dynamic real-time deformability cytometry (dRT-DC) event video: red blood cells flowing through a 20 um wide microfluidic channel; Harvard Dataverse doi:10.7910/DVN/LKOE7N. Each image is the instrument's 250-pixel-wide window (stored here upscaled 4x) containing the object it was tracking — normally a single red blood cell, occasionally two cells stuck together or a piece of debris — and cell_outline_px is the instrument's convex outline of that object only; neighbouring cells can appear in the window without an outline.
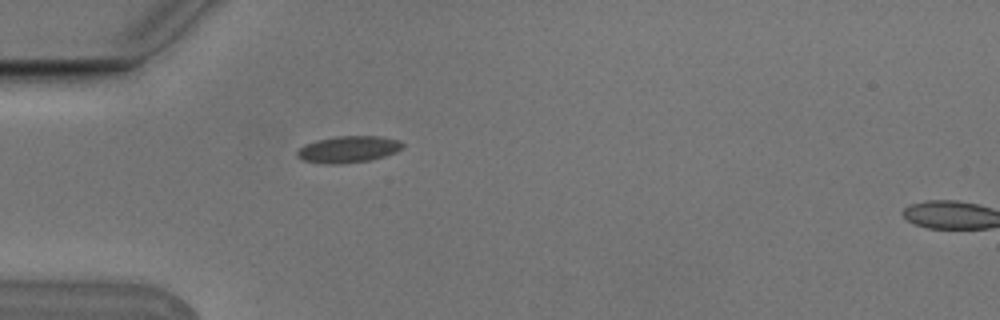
{"species": "Egyptian fruit bat (a non-hibernating species)", "species_latin": "Rousettus aegyptiacus", "temperature_condition": "cold", "stored_images_in_passage": 2, "segment_of_instrument_passage": [1, 2], "camera_frame_rate_fps": 3000, "um_per_image_px": 0.085, "animal": {"sex": "male"}, "frame": {"image": 1, "passage_image": 1, "time_ms": 0.0, "image_size_px": [1000, 320], "cell_outline_px": [[404, 148], [396, 152], [384, 156], [368, 160], [336, 164], [324, 164], [300, 160], [296, 156], [296, 152], [304, 144], [316, 140], [336, 136], [380, 136], [400, 140], [404, 144]], "centroid_in_image_um": [29.59, 12.68], "position_along_channel_um": 55.4, "area_um2": 16.53}}